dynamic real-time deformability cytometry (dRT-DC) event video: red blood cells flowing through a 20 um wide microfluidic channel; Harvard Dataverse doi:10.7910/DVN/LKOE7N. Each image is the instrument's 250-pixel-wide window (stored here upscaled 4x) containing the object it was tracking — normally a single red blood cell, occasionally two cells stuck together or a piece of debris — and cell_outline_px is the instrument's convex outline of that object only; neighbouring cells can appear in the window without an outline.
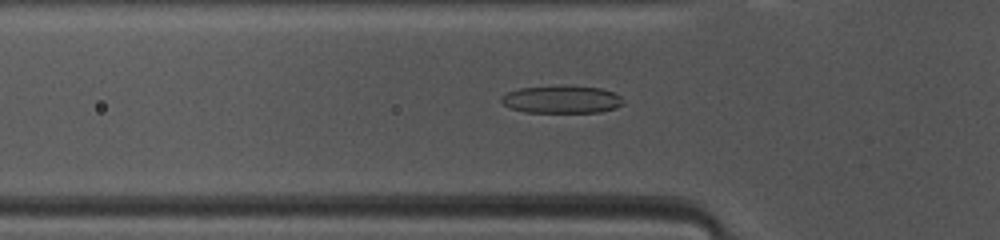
{"species": "common noctule bat (a hibernating species)", "species_latin": "Nyctalus noctula", "temperature_condition": "warm", "stored_images_in_passage": 41, "camera_frame_rate_fps": 3000, "um_per_image_px": 0.085, "animal": {"sex": "female", "body_mass_g": 10.0, "forearm_length_mm": 53.1}, "frame": {"image": 1, "passage_image": 8, "time_ms": 2.333, "image_size_px": [1000, 240], "cell_outline_px": [[624, 104], [616, 108], [600, 112], [524, 112], [512, 108], [504, 104], [500, 100], [500, 96], [508, 92], [520, 88], [600, 88], [616, 92], [624, 100]], "centroid_in_image_um": [47.78, 8.49], "position_along_channel_um": 78.0, "area_um2": 18.9}}
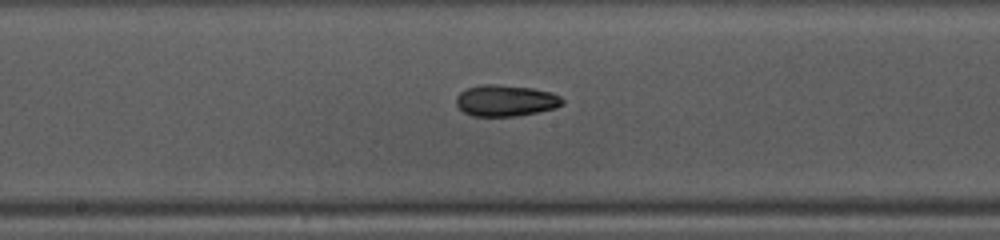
{"frame": {"image": 2, "passage_image": 17, "time_ms": 5.333, "image_size_px": [1000, 240], "cell_outline_px": [[564, 104], [556, 108], [516, 116], [472, 116], [464, 112], [456, 104], [456, 96], [460, 92], [468, 88], [480, 84], [492, 84], [532, 88], [552, 92], [560, 96], [564, 100]], "centroid_in_image_um": [42.99, 8.55], "position_along_channel_um": 205.2, "area_um2": 19.42}}
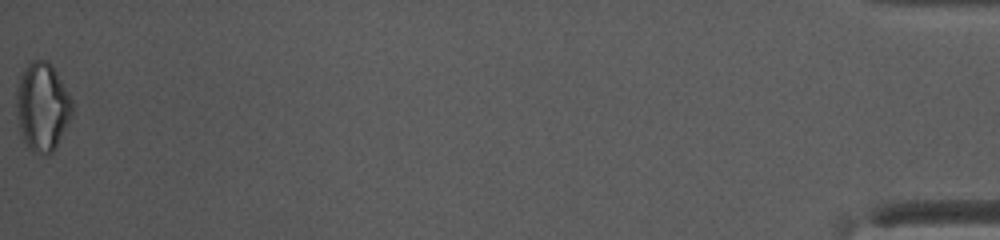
{"frame": {"image": 3, "passage_image": 41, "time_ms": 13.333, "image_size_px": [1000, 240], "cell_outline_px": [[72, 112], [52, 152], [32, 152], [28, 148], [20, 132], [16, 112], [16, 88], [20, 76], [28, 64], [32, 60], [48, 60], [52, 64], [68, 92], [72, 100]], "centroid_in_image_um": [3.56, 9.02], "position_along_channel_um": 431.6, "area_um2": 28.26}, "authors_computed_cell_mechanics": {"area_um2": 19.4786, "velocity_mm_per_s": 4.1876, "shape_relaxation_time_tau1_ms": 6.2658, "shape_relaxation_time_tau2_ms": 3.1591, "deformation_change_tau1": 0.2061, "deformation_change_tau2": 0.0975}}